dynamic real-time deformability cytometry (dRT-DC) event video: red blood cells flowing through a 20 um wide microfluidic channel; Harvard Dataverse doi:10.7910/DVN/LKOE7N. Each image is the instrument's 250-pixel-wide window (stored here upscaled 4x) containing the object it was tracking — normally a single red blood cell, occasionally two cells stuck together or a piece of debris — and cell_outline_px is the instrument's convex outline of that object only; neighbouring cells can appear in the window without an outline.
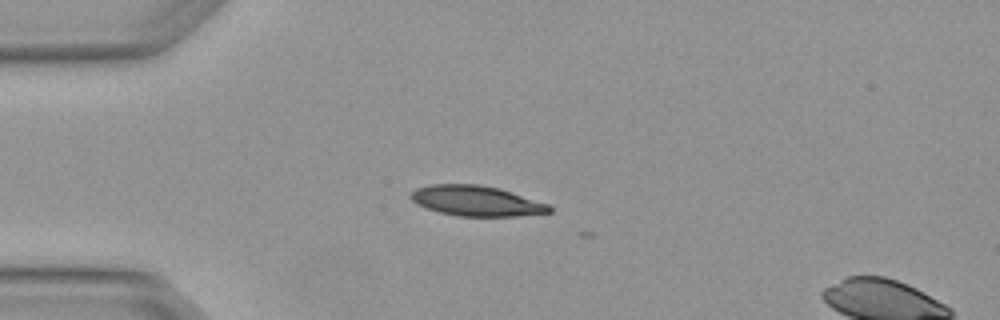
{"species": "Egyptian fruit bat (a non-hibernating species)", "species_latin": "Rousettus aegyptiacus", "temperature_condition": "warm", "stored_images_in_passage": 5, "camera_frame_rate_fps": 3000, "um_per_image_px": 0.085, "animal": {"sex": "female"}, "frame": {"image": 1, "passage_image": 3, "time_ms": 0.667, "image_size_px": [1000, 320], "cell_outline_px": [[552, 212], [516, 216], [460, 216], [440, 212], [424, 208], [416, 204], [408, 196], [416, 188], [428, 184], [480, 184], [500, 188], [548, 204], [552, 208]], "centroid_in_image_um": [40.45, 17.07], "position_along_channel_um": 44.6, "area_um2": 24.57}}
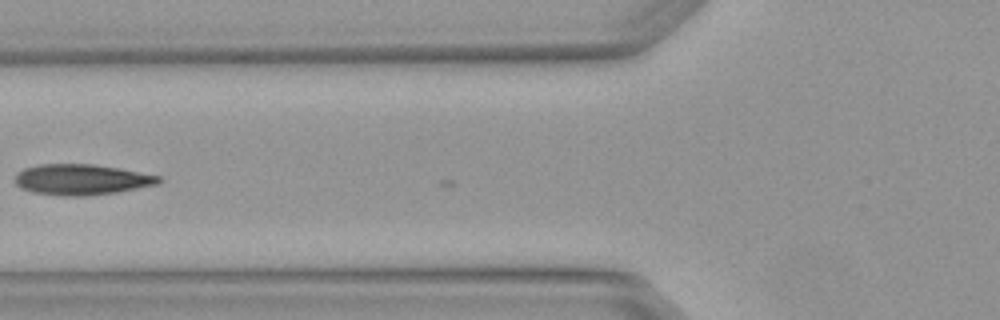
{"frame": {"image": 2, "passage_image": 5, "time_ms": 1.333, "image_size_px": [1000, 320], "cell_outline_px": [[164, 180], [156, 184], [116, 192], [88, 196], [64, 196], [32, 192], [20, 188], [16, 184], [12, 176], [16, 172], [24, 168], [40, 164], [92, 164], [116, 168], [160, 176]], "centroid_in_image_um": [6.85, 15.26], "position_along_channel_um": 119.0, "area_um2": 25.72}}